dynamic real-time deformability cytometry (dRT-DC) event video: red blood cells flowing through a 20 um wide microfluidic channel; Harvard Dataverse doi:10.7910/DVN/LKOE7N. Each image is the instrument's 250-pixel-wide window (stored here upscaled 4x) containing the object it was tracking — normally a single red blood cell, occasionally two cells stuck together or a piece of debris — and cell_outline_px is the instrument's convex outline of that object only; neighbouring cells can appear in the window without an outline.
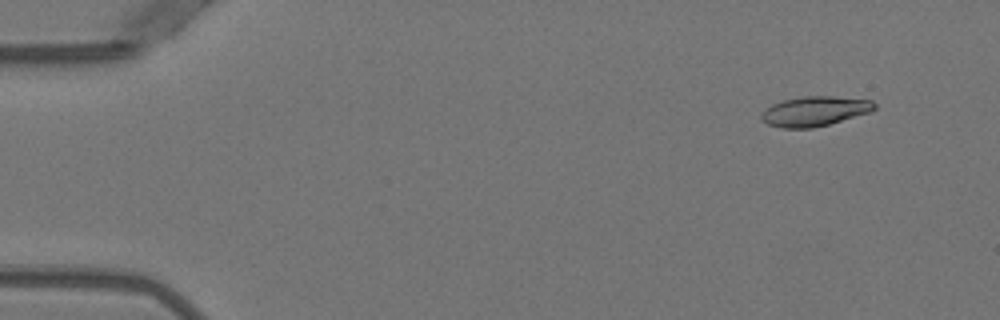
{"species": "Egyptian fruit bat (a non-hibernating species)", "species_latin": "Rousettus aegyptiacus", "temperature_condition": "warm", "stored_images_in_passage": 18, "camera_frame_rate_fps": 3000, "um_per_image_px": 0.085, "animal": {"sex": "female"}, "frame": {"image": 1, "passage_image": 1, "time_ms": 0.0, "image_size_px": [1000, 320], "cell_outline_px": [[876, 108], [868, 112], [828, 124], [812, 128], [780, 128], [768, 124], [760, 116], [764, 108], [772, 104], [784, 100], [804, 96], [832, 96], [872, 100], [876, 104]], "centroid_in_image_um": [69.22, 9.45], "position_along_channel_um": 15.8, "area_um2": 19.42}}
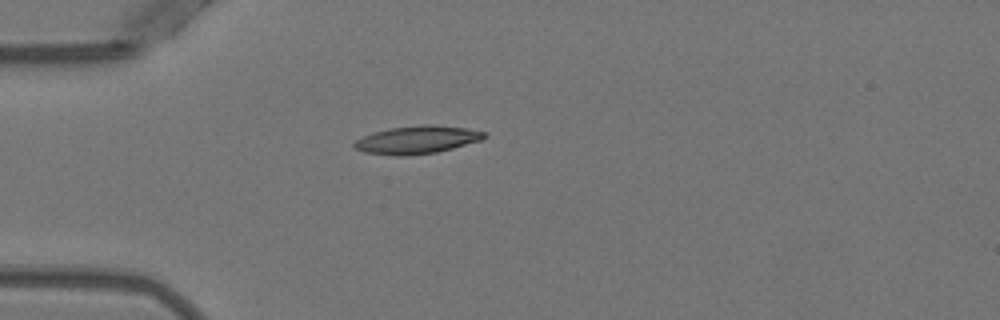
{"frame": {"image": 2, "passage_image": 11, "time_ms": 3.333, "image_size_px": [1000, 320], "cell_outline_px": [[488, 136], [480, 140], [452, 148], [436, 152], [404, 156], [396, 156], [364, 152], [352, 148], [352, 144], [356, 140], [372, 132], [392, 128], [424, 124], [428, 124], [468, 128], [484, 132]], "centroid_in_image_um": [35.41, 11.88], "position_along_channel_um": 49.6, "area_um2": 21.04}}
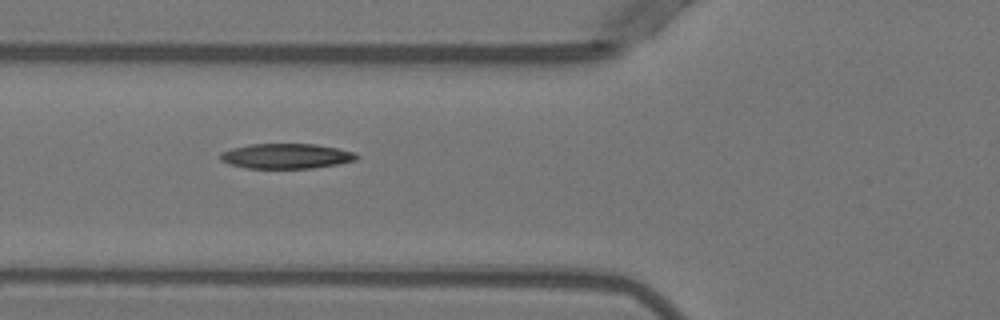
{"frame": {"image": 3, "passage_image": 16, "time_ms": 5.0, "image_size_px": [1000, 320], "cell_outline_px": [[360, 156], [356, 160], [336, 164], [312, 168], [244, 168], [228, 164], [220, 160], [220, 152], [232, 148], [252, 144], [316, 144], [340, 148], [352, 152]], "centroid_in_image_um": [24.31, 13.26], "position_along_channel_um": 101.5, "area_um2": 19.94}}